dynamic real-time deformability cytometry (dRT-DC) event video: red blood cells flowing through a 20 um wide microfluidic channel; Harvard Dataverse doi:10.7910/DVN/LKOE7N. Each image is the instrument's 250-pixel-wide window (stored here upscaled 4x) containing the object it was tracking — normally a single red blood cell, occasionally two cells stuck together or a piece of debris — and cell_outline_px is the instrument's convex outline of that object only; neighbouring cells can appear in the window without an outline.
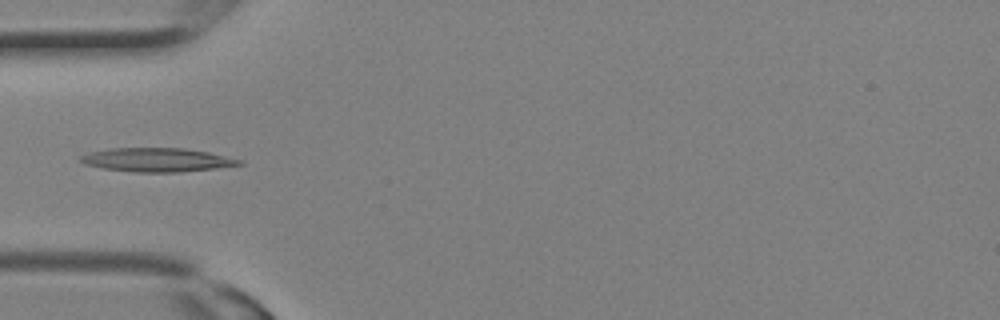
{"species": "Egyptian fruit bat (a non-hibernating species)", "species_latin": "Rousettus aegyptiacus", "temperature_condition": "room temperature", "stored_images_in_passage": 13, "camera_frame_rate_fps": 3000, "um_per_image_px": 0.085, "animal": {"sex": "female"}, "frame": {"image": 1, "passage_image": 10, "time_ms": 3.0, "image_size_px": [1000, 320], "cell_outline_px": [[244, 164], [180, 172], [136, 172], [104, 168], [84, 164], [80, 160], [80, 156], [92, 152], [108, 148], [184, 148], [208, 152], [244, 160]], "centroid_in_image_um": [13.36, 13.58], "position_along_channel_um": 71.6, "area_um2": 21.79}}
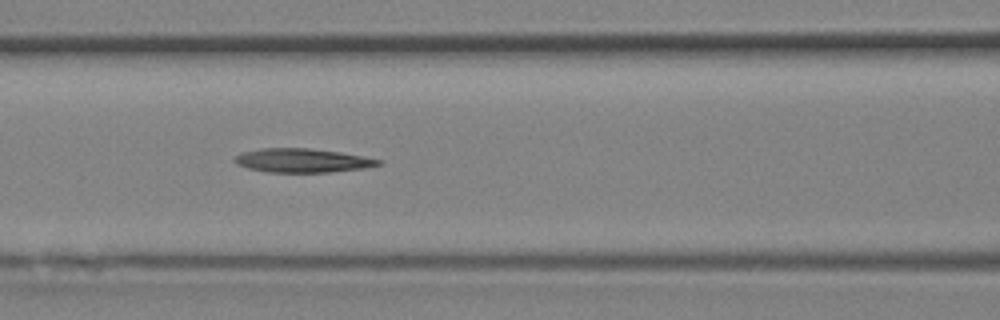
{"frame": {"image": 2, "passage_image": 13, "time_ms": 4.0, "image_size_px": [1000, 320], "cell_outline_px": [[380, 164], [360, 168], [328, 172], [268, 172], [248, 168], [236, 164], [232, 160], [240, 152], [260, 148], [308, 148], [340, 152], [380, 160]], "centroid_in_image_um": [25.58, 13.63], "position_along_channel_um": 141.0, "area_um2": 19.71}}